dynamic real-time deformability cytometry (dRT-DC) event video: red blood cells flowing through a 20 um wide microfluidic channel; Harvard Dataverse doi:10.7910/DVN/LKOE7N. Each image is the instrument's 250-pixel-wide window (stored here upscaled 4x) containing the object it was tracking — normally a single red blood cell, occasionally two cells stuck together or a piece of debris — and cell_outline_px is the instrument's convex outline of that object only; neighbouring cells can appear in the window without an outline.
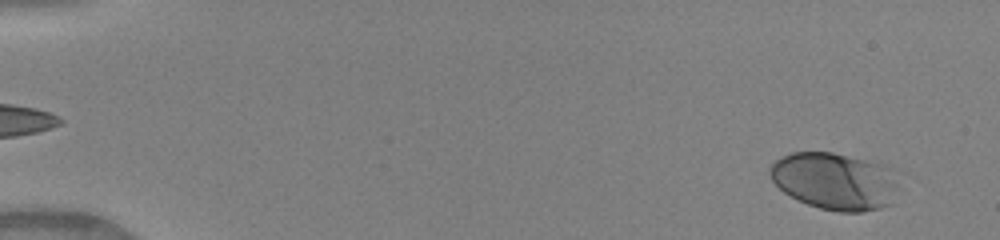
{"species": "human", "species_latin": "Homo sapiens", "temperature_condition": "warm", "stored_images_in_passage": 43, "camera_frame_rate_fps": 3000, "um_per_image_px": 0.085, "donor": {"sex": "female"}, "frame": {"image": 1, "passage_image": 2, "time_ms": 0.333, "image_size_px": [1000, 240], "cell_outline_px": [[900, 172], [892, 204], [880, 208], [860, 212], [840, 212], [820, 208], [808, 204], [784, 192], [772, 180], [768, 172], [768, 168], [780, 156], [792, 152], [832, 152], [884, 164]], "centroid_in_image_um": [71.0, 15.38], "position_along_channel_um": 14.0, "area_um2": 43.35}}
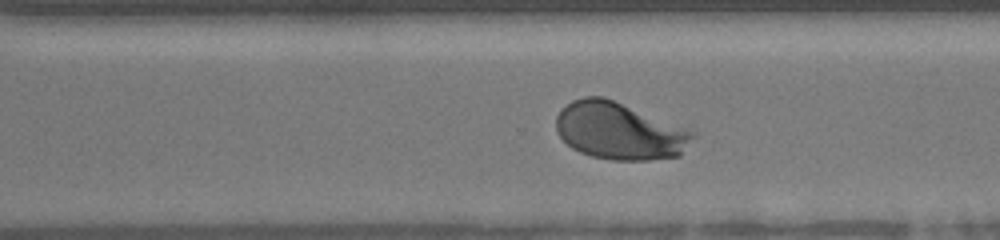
{"frame": {"image": 2, "passage_image": 35, "time_ms": 11.333, "image_size_px": [1000, 240], "cell_outline_px": [[700, 132], [680, 156], [648, 160], [612, 160], [592, 156], [580, 152], [572, 148], [556, 132], [556, 116], [560, 108], [572, 100], [584, 96], [604, 96]], "centroid_in_image_um": [52.7, 11.12], "position_along_channel_um": 317.9, "area_um2": 46.3}}
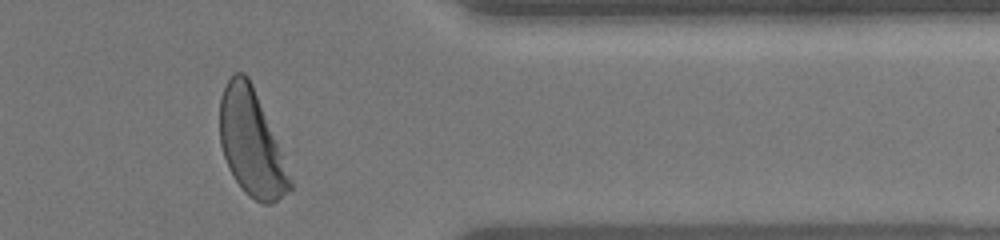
{"frame": {"image": 3, "passage_image": 41, "time_ms": 13.333, "image_size_px": [1000, 240], "cell_outline_px": [[292, 188], [288, 192], [272, 204], [264, 204], [248, 196], [244, 192], [228, 168], [220, 144], [220, 96], [228, 80], [236, 72], [244, 72], [248, 76], [252, 84], [284, 152], [292, 180]], "centroid_in_image_um": [21.4, 12.16], "position_along_channel_um": 390.0, "area_um2": 43.75}, "authors_computed_cell_mechanics": {"area_um2": 43.1188, "velocity_mm_per_s": 4.0768, "shape_relaxation_time_tau1_ms": 2.5898, "shape_relaxation_time_tau2_ms": null, "deformation_change_tau1": 0.1517, "deformation_change_tau2": null}}